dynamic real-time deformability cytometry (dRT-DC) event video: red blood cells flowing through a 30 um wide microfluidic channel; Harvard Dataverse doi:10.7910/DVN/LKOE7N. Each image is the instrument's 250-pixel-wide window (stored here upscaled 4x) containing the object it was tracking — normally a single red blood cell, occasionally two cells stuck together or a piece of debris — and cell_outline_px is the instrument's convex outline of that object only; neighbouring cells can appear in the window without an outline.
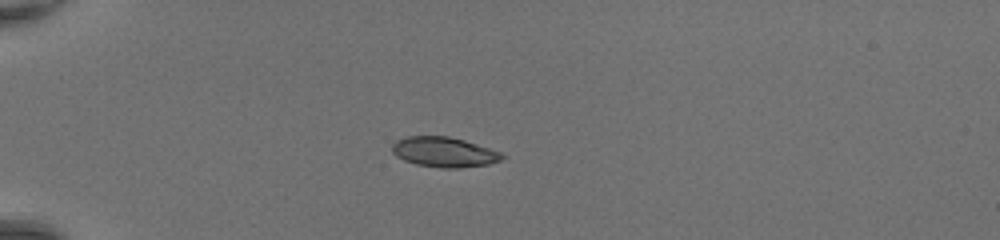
{"species": "common noctule bat (a hibernating species)", "species_latin": "Nyctalus noctula", "temperature_condition": "room temperature", "stored_images_in_passage": 35, "camera_frame_rate_fps": 3000, "um_per_image_px": 0.085, "animal": {"sex": "female", "body_mass_g": 20.0, "forearm_length_mm": 54.0}, "frame": {"image": 1, "passage_image": 1, "time_ms": 0.0, "image_size_px": [1000, 240], "cell_outline_px": [[504, 156], [500, 160], [488, 164], [460, 168], [440, 168], [416, 164], [404, 160], [396, 156], [392, 152], [392, 144], [396, 140], [404, 136], [448, 136], [464, 140], [504, 152]], "centroid_in_image_um": [37.74, 12.92], "position_along_channel_um": 47.3, "area_um2": 19.42}}
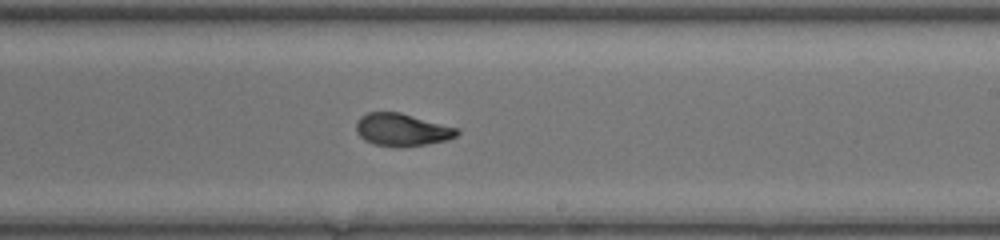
{"frame": {"image": 2, "passage_image": 18, "time_ms": 5.667, "image_size_px": [1000, 240], "cell_outline_px": [[460, 132], [456, 136], [448, 140], [428, 144], [400, 148], [396, 148], [372, 144], [364, 140], [356, 132], [356, 120], [360, 116], [368, 112], [400, 112], [460, 128]], "centroid_in_image_um": [34.17, 11.04], "position_along_channel_um": 254.8, "area_um2": 19.65}}
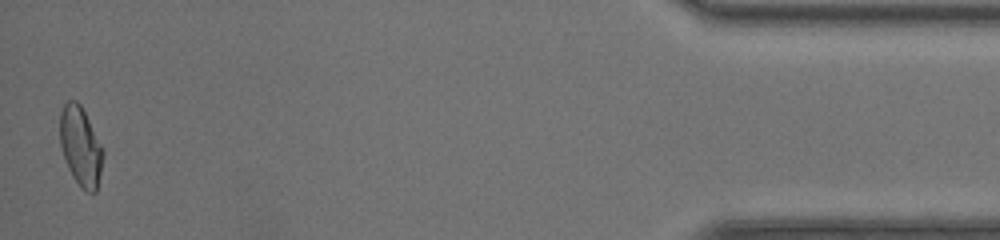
{"frame": {"image": 3, "passage_image": 35, "time_ms": 11.333, "image_size_px": [1000, 240], "cell_outline_px": [[104, 156], [96, 192], [84, 192], [80, 188], [72, 176], [68, 168], [60, 144], [60, 112], [64, 104], [68, 100], [76, 100], [80, 104], [104, 148]], "centroid_in_image_um": [6.86, 12.46], "position_along_channel_um": 428.3, "area_um2": 20.06}, "authors_computed_cell_mechanics": {"area_um2": 19.4786, "velocity_mm_per_s": 4.3613, "shape_relaxation_time_tau1_ms": 8.1065, "shape_relaxation_time_tau2_ms": 0.8997, "deformation_change_tau1": 0.2769, "deformation_change_tau2": 0.051}}